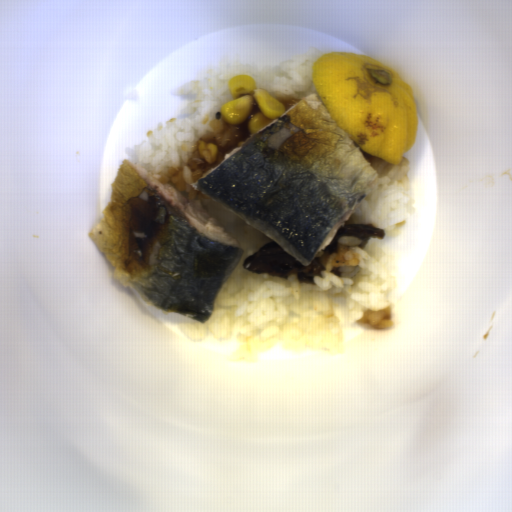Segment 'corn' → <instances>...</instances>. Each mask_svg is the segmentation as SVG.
I'll list each match as a JSON object with an SVG mask.
<instances>
[{"label": "corn", "instance_id": "1", "mask_svg": "<svg viewBox=\"0 0 512 512\" xmlns=\"http://www.w3.org/2000/svg\"><path fill=\"white\" fill-rule=\"evenodd\" d=\"M231 99L220 105L219 114L229 125L243 123L252 106L257 104L259 111L247 123L250 136L271 123L285 111V105L266 89H257L252 75H237L228 84Z\"/></svg>", "mask_w": 512, "mask_h": 512}, {"label": "corn", "instance_id": "2", "mask_svg": "<svg viewBox=\"0 0 512 512\" xmlns=\"http://www.w3.org/2000/svg\"><path fill=\"white\" fill-rule=\"evenodd\" d=\"M198 151L208 164H213L218 158L219 148L217 144L199 143Z\"/></svg>", "mask_w": 512, "mask_h": 512}]
</instances>
